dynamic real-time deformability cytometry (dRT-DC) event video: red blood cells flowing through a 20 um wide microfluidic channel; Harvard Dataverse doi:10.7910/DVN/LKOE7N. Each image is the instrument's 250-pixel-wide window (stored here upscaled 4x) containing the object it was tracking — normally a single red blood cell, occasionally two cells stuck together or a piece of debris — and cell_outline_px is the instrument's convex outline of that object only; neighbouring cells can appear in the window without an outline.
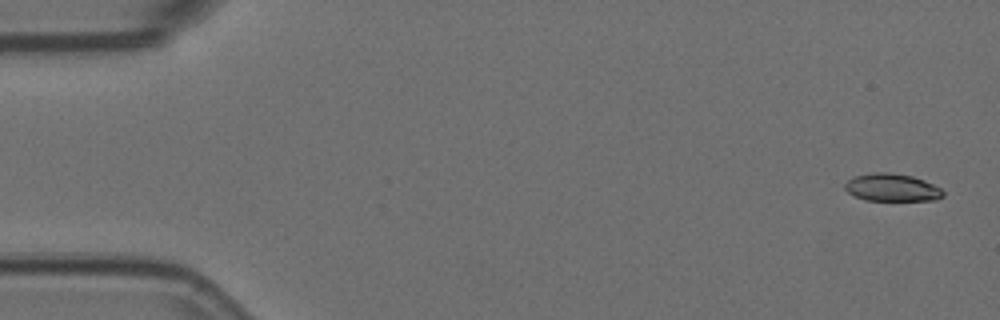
{"species": "Egyptian fruit bat (a non-hibernating species)", "species_latin": "Rousettus aegyptiacus", "temperature_condition": "room temperature", "stored_images_in_passage": 5, "camera_frame_rate_fps": 3000, "um_per_image_px": 0.085, "animal": {"sex": "female"}, "frame": {"image": 1, "passage_image": 1, "time_ms": 0.0, "image_size_px": [1000, 320], "cell_outline_px": [[944, 196], [936, 200], [864, 200], [852, 196], [844, 188], [844, 184], [852, 176], [872, 172], [888, 172], [912, 176], [924, 180], [940, 188], [944, 192]], "centroid_in_image_um": [75.77, 15.93], "position_along_channel_um": 9.2, "area_um2": 15.95}}
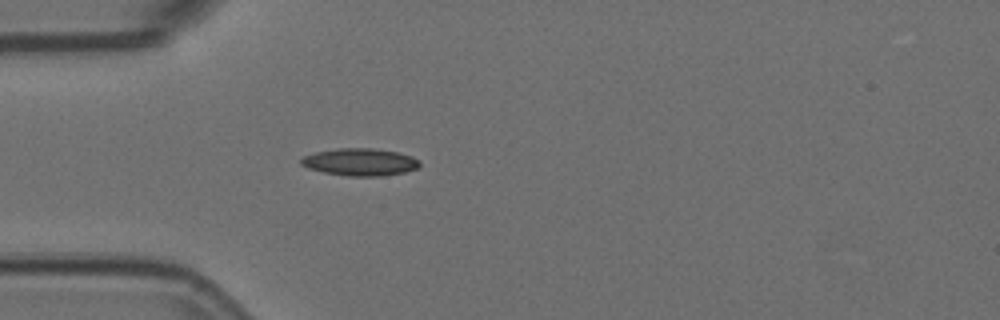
{"frame": {"image": 2, "passage_image": 5, "time_ms": 1.333, "image_size_px": [1000, 320], "cell_outline_px": [[420, 164], [416, 168], [404, 172], [380, 176], [348, 176], [324, 172], [308, 168], [300, 164], [300, 160], [304, 156], [316, 152], [336, 148], [372, 148], [396, 152], [412, 156], [420, 160]], "centroid_in_image_um": [30.59, 13.77], "position_along_channel_um": 54.4, "area_um2": 18.79}}